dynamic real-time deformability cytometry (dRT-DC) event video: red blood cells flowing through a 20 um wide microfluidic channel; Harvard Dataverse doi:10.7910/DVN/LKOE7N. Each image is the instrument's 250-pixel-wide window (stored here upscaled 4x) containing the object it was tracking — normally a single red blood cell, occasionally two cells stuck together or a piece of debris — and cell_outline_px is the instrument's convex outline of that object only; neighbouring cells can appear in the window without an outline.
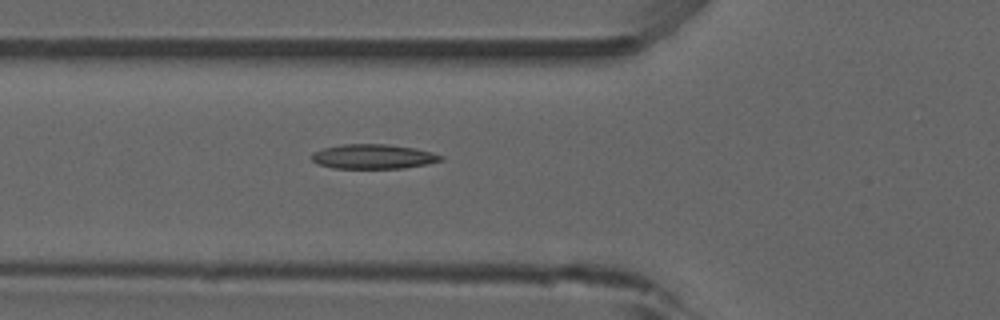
{"species": "common noctule bat (a hibernating species)", "species_latin": "Nyctalus noctula", "temperature_condition": "room temperature", "stored_images_in_passage": 29, "camera_frame_rate_fps": 3000, "um_per_image_px": 0.085, "animal": {"sex": "male", "forearm_length_mm": 52.5}, "frame": {"image": 1, "passage_image": 9, "time_ms": 2.667, "image_size_px": [1000, 320], "cell_outline_px": [[444, 160], [428, 164], [404, 168], [332, 168], [316, 164], [312, 160], [312, 152], [324, 148], [340, 144], [388, 144], [416, 148], [432, 152], [444, 156]], "centroid_in_image_um": [31.74, 13.3], "position_along_channel_um": 94.1, "area_um2": 18.73}}
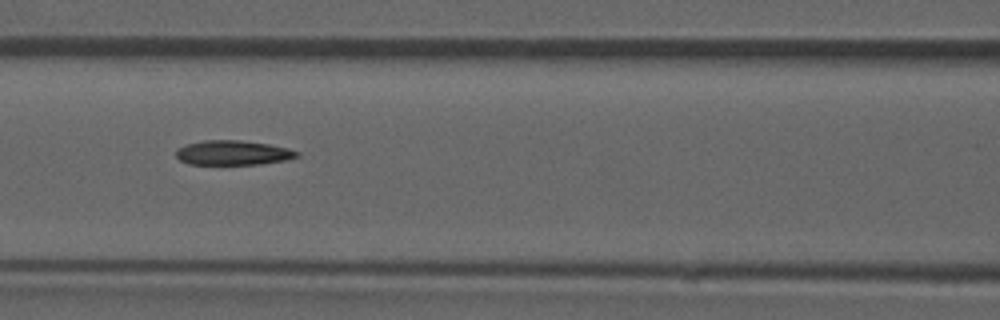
{"frame": {"image": 2, "passage_image": 13, "time_ms": 4.0, "image_size_px": [1000, 320], "cell_outline_px": [[300, 156], [284, 160], [260, 164], [188, 164], [180, 160], [176, 156], [176, 148], [188, 144], [204, 140], [240, 140], [268, 144], [288, 148], [300, 152]], "centroid_in_image_um": [19.8, 12.98], "position_along_channel_um": 146.8, "area_um2": 17.28}}